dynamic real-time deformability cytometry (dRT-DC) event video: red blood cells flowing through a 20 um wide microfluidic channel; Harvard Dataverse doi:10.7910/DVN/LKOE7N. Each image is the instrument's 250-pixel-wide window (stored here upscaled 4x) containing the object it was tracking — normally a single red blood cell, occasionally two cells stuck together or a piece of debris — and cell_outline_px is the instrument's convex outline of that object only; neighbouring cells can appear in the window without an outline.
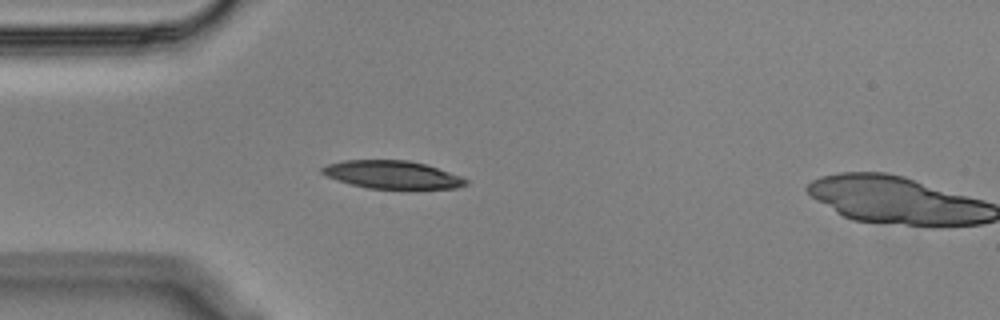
{"species": "Egyptian fruit bat (a non-hibernating species)", "species_latin": "Rousettus aegyptiacus", "temperature_condition": "cold", "stored_images_in_passage": 10, "camera_frame_rate_fps": 3000, "um_per_image_px": 0.085, "animal": {"sex": "male"}, "frame": {"image": 1, "passage_image": 9, "time_ms": 2.667, "image_size_px": [1000, 320], "cell_outline_px": [[468, 184], [456, 188], [368, 188], [336, 180], [320, 172], [320, 168], [328, 164], [344, 160], [408, 160], [424, 164], [460, 176], [468, 180]], "centroid_in_image_um": [33.31, 14.84], "position_along_channel_um": 51.7, "area_um2": 23.0}}